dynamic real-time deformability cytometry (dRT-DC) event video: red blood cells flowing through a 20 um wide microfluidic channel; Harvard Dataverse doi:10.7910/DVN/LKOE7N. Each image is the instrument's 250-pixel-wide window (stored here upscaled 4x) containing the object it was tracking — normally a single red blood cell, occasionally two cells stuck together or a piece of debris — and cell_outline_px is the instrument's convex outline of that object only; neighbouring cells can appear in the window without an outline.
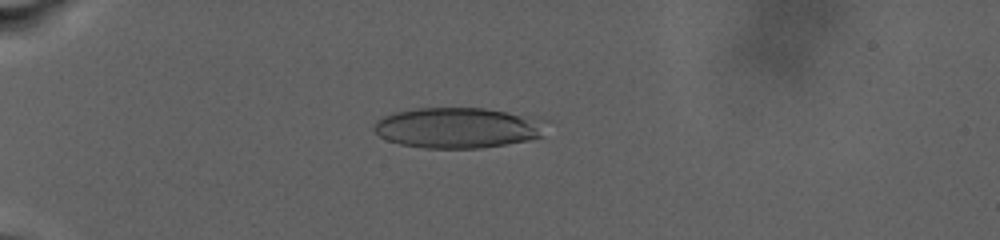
{"species": "human", "species_latin": "Homo sapiens", "temperature_condition": "warm", "stored_images_in_passage": 84, "camera_frame_rate_fps": 3000, "um_per_image_px": 0.085, "donor": {"sex": "male"}, "frame": {"image": 1, "passage_image": 46, "time_ms": 8.667, "image_size_px": [1000, 240], "cell_outline_px": [[548, 120], [544, 136], [528, 140], [480, 148], [424, 148], [400, 144], [388, 140], [380, 136], [372, 128], [384, 116], [392, 112], [416, 108], [484, 108], [540, 116]], "centroid_in_image_um": [39.02, 10.84], "position_along_channel_um": 46.0, "area_um2": 41.27}}
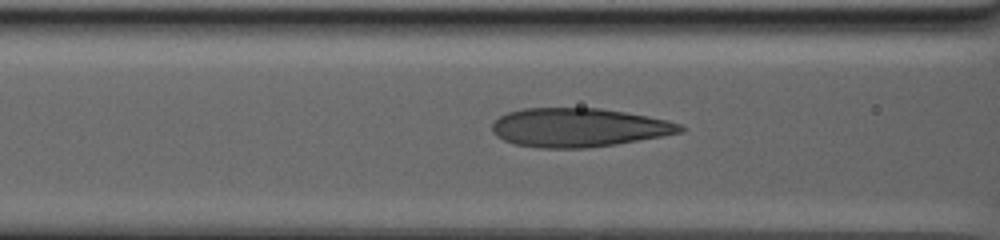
{"frame": {"image": 2, "passage_image": 71, "time_ms": 13.333, "image_size_px": [1000, 240], "cell_outline_px": [[684, 132], [616, 144], [584, 148], [540, 148], [516, 144], [504, 140], [496, 136], [492, 132], [492, 124], [500, 116], [508, 112], [524, 108], [600, 108], [648, 116], [668, 120], [680, 124], [684, 128]], "centroid_in_image_um": [49.18, 10.84], "position_along_channel_um": 117.4, "area_um2": 42.43}}
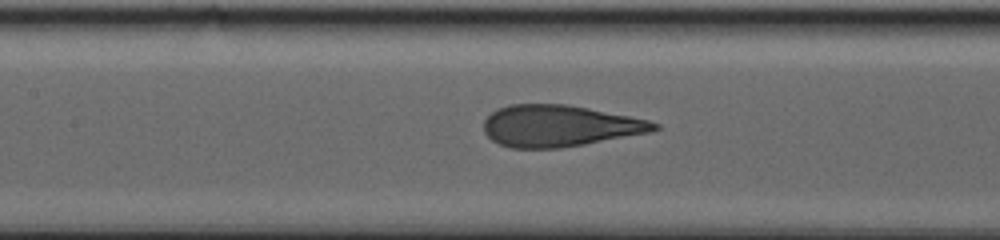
{"frame": {"image": 3, "passage_image": 80, "time_ms": 15.0, "image_size_px": [1000, 240], "cell_outline_px": [[660, 128], [652, 132], [584, 144], [560, 148], [512, 148], [500, 144], [492, 140], [484, 132], [484, 120], [496, 108], [508, 104], [568, 104], [648, 120], [660, 124]], "centroid_in_image_um": [47.54, 10.7], "position_along_channel_um": 159.9, "area_um2": 41.21}}